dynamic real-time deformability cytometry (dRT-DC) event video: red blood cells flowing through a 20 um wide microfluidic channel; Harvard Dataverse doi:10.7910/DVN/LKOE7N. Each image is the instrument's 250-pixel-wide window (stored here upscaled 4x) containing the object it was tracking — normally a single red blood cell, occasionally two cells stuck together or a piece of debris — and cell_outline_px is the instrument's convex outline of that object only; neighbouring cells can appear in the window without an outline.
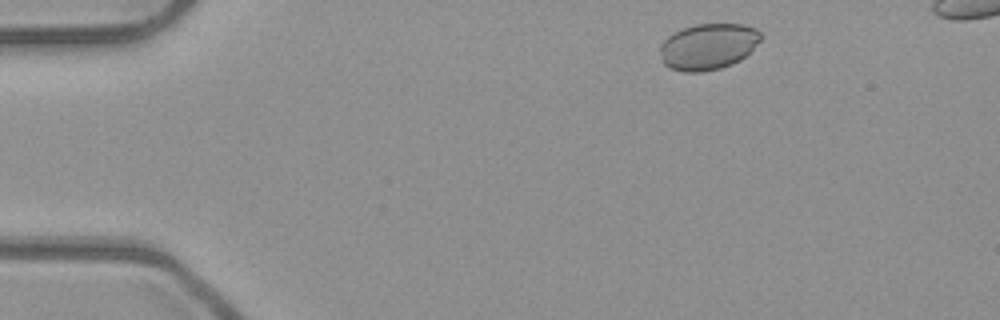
{"species": "common noctule bat (a hibernating species)", "species_latin": "Nyctalus noctula", "temperature_condition": "room temperature", "stored_images_in_passage": 46, "camera_frame_rate_fps": 3000, "um_per_image_px": 0.085, "animal": {"sex": "male", "body_mass_g": 23.1, "forearm_length_mm": 52.7}, "frame": {"image": 1, "passage_image": 3, "time_ms": 0.667, "image_size_px": [1000, 320], "cell_outline_px": [[764, 36], [740, 60], [732, 64], [720, 68], [700, 72], [684, 72], [668, 68], [664, 64], [660, 48], [660, 44], [668, 36], [684, 28], [696, 24], [744, 24], [756, 28]], "centroid_in_image_um": [60.2, 3.95], "position_along_channel_um": 24.8, "area_um2": 26.99}}
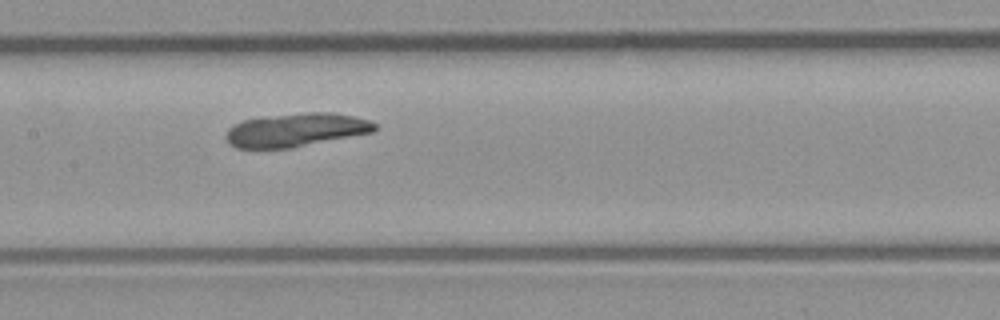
{"frame": {"image": 2, "passage_image": 21, "time_ms": 6.667, "image_size_px": [1000, 320], "cell_outline_px": [[376, 132], [292, 148], [236, 148], [228, 144], [224, 136], [228, 128], [232, 124], [244, 120], [260, 116], [312, 112], [332, 112], [352, 116], [368, 120], [376, 124]], "centroid_in_image_um": [25.13, 11.05], "position_along_channel_um": 182.3, "area_um2": 29.48}}
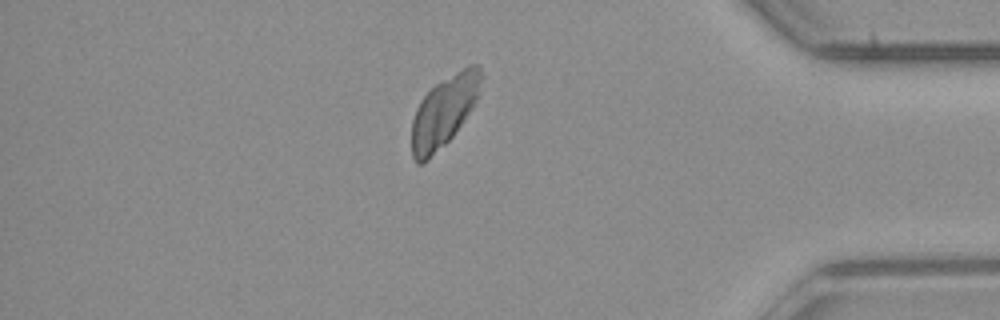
{"frame": {"image": 3, "passage_image": 40, "time_ms": 13.0, "image_size_px": [1000, 320], "cell_outline_px": [[484, 76], [476, 100], [472, 108], [452, 136], [428, 160], [420, 164], [416, 164], [412, 156], [412, 120], [416, 108], [420, 100], [436, 84], [468, 64], [480, 64]], "centroid_in_image_um": [37.75, 9.43], "position_along_channel_um": 397.4, "area_um2": 28.5}, "authors_computed_cell_mechanics": {"area_um2": 28.9578, "velocity_mm_per_s": 3.9348, "shape_relaxation_time_tau1_ms": 3.3244, "shape_relaxation_time_tau2_ms": null, "deformation_change_tau1": null, "deformation_change_tau2": null}}